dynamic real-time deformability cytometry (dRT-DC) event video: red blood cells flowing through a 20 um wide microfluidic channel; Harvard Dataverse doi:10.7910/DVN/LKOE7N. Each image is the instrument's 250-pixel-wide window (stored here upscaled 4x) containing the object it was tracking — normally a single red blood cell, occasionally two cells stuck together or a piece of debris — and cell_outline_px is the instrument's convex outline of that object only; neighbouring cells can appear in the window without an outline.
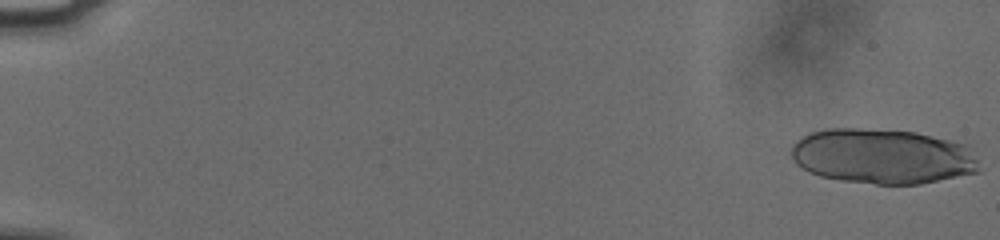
{"species": "human", "species_latin": "Homo sapiens", "temperature_condition": "cold", "stored_images_in_passage": 20, "camera_frame_rate_fps": 3000, "um_per_image_px": 0.085, "donor": {"sex": "male"}, "frame": {"image": 1, "passage_image": 1, "time_ms": 0.0, "image_size_px": [1000, 240], "cell_outline_px": [[980, 172], [920, 184], [876, 184], [840, 180], [820, 176], [808, 172], [796, 164], [792, 156], [792, 144], [796, 140], [812, 132], [828, 128], [860, 128], [916, 132], [968, 144], [976, 160]], "centroid_in_image_um": [75.01, 13.28], "position_along_channel_um": 10.0, "area_um2": 60.52}}